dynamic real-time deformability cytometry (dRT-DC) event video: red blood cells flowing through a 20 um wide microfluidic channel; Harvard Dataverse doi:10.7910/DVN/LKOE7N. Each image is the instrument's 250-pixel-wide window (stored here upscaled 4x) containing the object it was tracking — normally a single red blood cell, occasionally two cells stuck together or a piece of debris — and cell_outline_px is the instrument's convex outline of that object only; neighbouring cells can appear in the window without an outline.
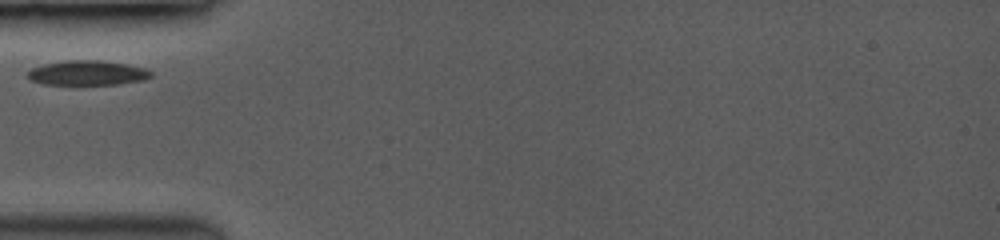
{"species": "common noctule bat (a hibernating species)", "species_latin": "Nyctalus noctula", "temperature_condition": "room temperature", "stored_images_in_passage": 32, "camera_frame_rate_fps": 3500, "um_per_image_px": 0.085, "animal": {"sex": "female", "body_mass_g": 19.0, "forearm_length_mm": 53.3}, "frame": {"image": 1, "passage_image": 1, "time_ms": 0.0, "image_size_px": [1000, 240], "cell_outline_px": [[152, 76], [140, 80], [116, 84], [44, 84], [28, 80], [28, 72], [32, 68], [44, 64], [68, 60], [100, 60], [124, 64], [144, 68], [152, 72]], "centroid_in_image_um": [7.38, 6.19], "position_along_channel_um": 77.6, "area_um2": 17.46}}
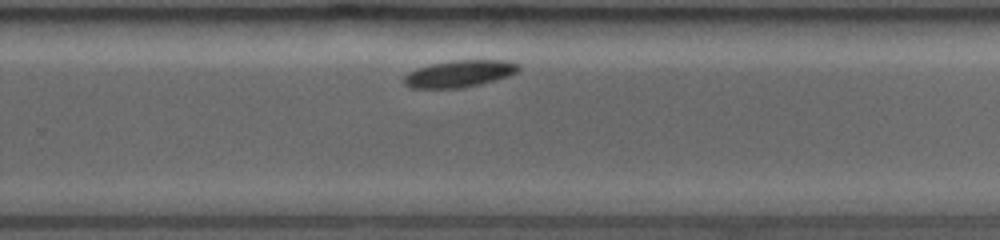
{"frame": {"image": 2, "passage_image": 21, "time_ms": 5.714, "image_size_px": [1000, 240], "cell_outline_px": [[520, 68], [516, 72], [508, 76], [480, 84], [456, 88], [412, 88], [404, 84], [404, 80], [412, 72], [420, 68], [432, 64], [452, 60], [504, 60], [520, 64]], "centroid_in_image_um": [39.12, 6.26], "position_along_channel_um": 290.7, "area_um2": 17.51}}
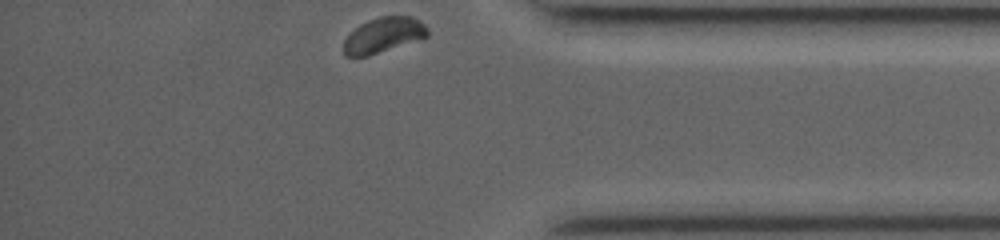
{"frame": {"image": 3, "passage_image": 32, "time_ms": 8.857, "image_size_px": [1000, 240], "cell_outline_px": [[428, 36], [368, 56], [344, 56], [344, 40], [360, 24], [368, 20], [380, 16], [412, 16], [424, 24], [428, 28]], "centroid_in_image_um": [32.59, 2.97], "position_along_channel_um": 402.6, "area_um2": 16.94}}